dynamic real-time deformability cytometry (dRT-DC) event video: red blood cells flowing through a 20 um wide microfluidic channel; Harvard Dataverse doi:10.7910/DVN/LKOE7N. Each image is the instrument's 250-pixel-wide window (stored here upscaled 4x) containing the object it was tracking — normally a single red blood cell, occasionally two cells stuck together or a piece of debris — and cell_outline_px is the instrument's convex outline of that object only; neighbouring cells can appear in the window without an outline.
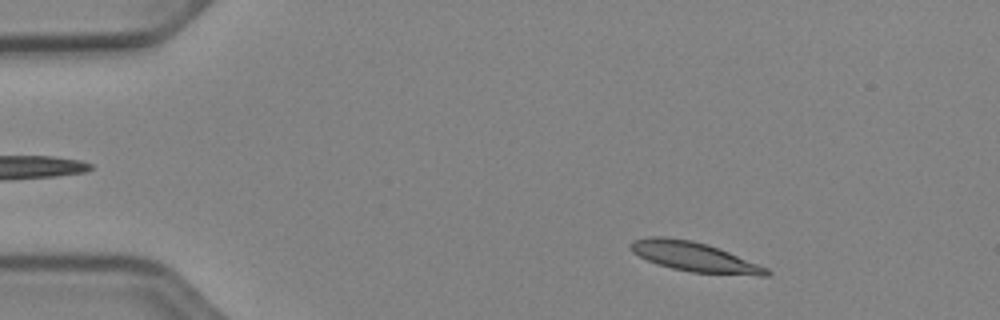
{"species": "Egyptian fruit bat (a non-hibernating species)", "species_latin": "Rousettus aegyptiacus", "temperature_condition": "cold", "stored_images_in_passage": 49, "camera_frame_rate_fps": 3000, "um_per_image_px": 0.085, "animal": {"sex": "female"}, "frame": {"image": 1, "passage_image": 5, "time_ms": 1.333, "image_size_px": [1000, 320], "cell_outline_px": [[772, 272], [768, 276], [760, 276], [692, 272], [672, 268], [648, 260], [632, 252], [628, 248], [628, 244], [632, 240], [648, 236], [664, 236], [692, 240], [708, 244], [720, 248], [768, 268]], "centroid_in_image_um": [59.01, 21.81], "position_along_channel_um": 26.0, "area_um2": 23.58}}
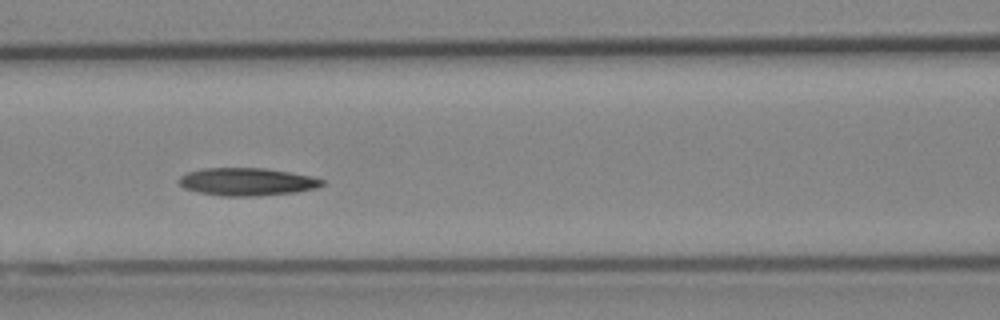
{"frame": {"image": 2, "passage_image": 20, "time_ms": 6.333, "image_size_px": [1000, 320], "cell_outline_px": [[324, 184], [316, 188], [296, 192], [256, 196], [220, 196], [196, 192], [184, 188], [176, 180], [180, 176], [188, 172], [200, 168], [264, 168], [312, 176], [324, 180]], "centroid_in_image_um": [20.95, 15.45], "position_along_channel_um": 145.6, "area_um2": 23.29}}
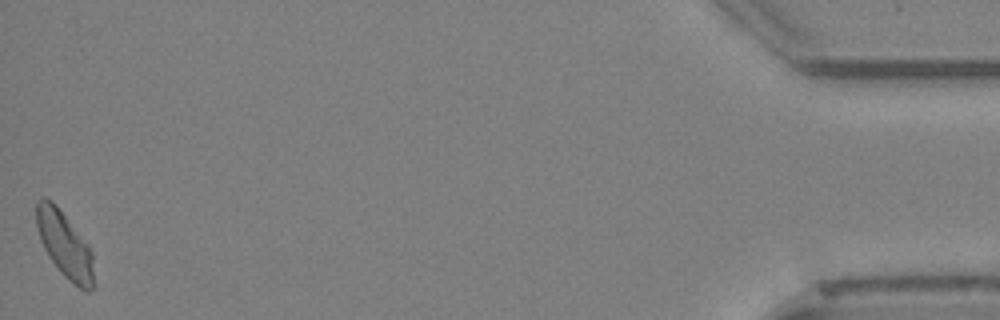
{"frame": {"image": 3, "passage_image": 49, "time_ms": 16.0, "image_size_px": [1000, 320], "cell_outline_px": [[92, 288], [88, 292], [84, 292], [68, 280], [60, 272], [44, 248], [40, 240], [36, 224], [36, 200], [40, 196], [44, 196], [52, 200], [56, 204], [88, 244], [92, 252]], "centroid_in_image_um": [5.46, 20.75], "position_along_channel_um": 429.7, "area_um2": 22.02}, "authors_computed_cell_mechanics": {"area_um2": 22.5998, "velocity_mm_per_s": 3.8909, "shape_relaxation_time_tau1_ms": 8.9615, "shape_relaxation_time_tau2_ms": null, "deformation_change_tau1": 0.2092, "deformation_change_tau2": null}}